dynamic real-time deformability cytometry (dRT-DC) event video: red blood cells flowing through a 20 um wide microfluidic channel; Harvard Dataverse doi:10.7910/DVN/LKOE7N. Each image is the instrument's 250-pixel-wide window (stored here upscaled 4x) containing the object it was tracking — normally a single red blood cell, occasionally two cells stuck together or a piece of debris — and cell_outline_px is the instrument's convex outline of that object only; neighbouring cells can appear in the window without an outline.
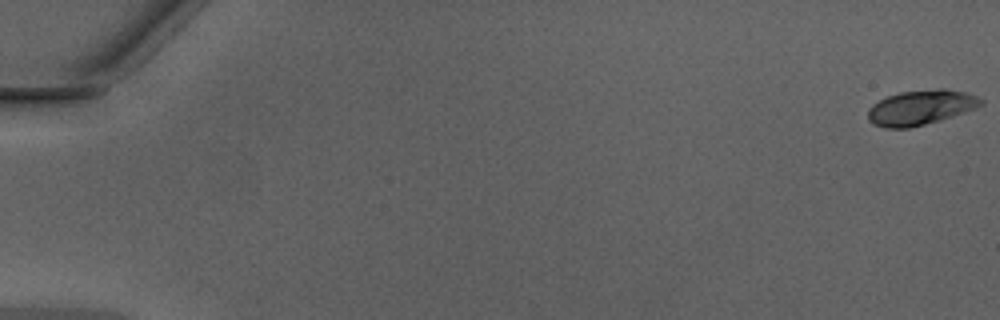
{"species": "Egyptian fruit bat (a non-hibernating species)", "species_latin": "Rousettus aegyptiacus", "temperature_condition": "warm", "stored_images_in_passage": 50, "camera_frame_rate_fps": 3000, "um_per_image_px": 0.085, "animal": {"sex": "male"}, "frame": {"image": 1, "passage_image": 1, "time_ms": 0.0, "image_size_px": [1000, 320], "cell_outline_px": [[984, 104], [976, 108], [940, 120], [908, 128], [888, 128], [872, 124], [868, 120], [868, 108], [872, 104], [888, 96], [900, 92], [936, 88], [944, 88], [968, 92], [984, 100]], "centroid_in_image_um": [78.28, 9.12], "position_along_channel_um": 6.7, "area_um2": 23.06}}
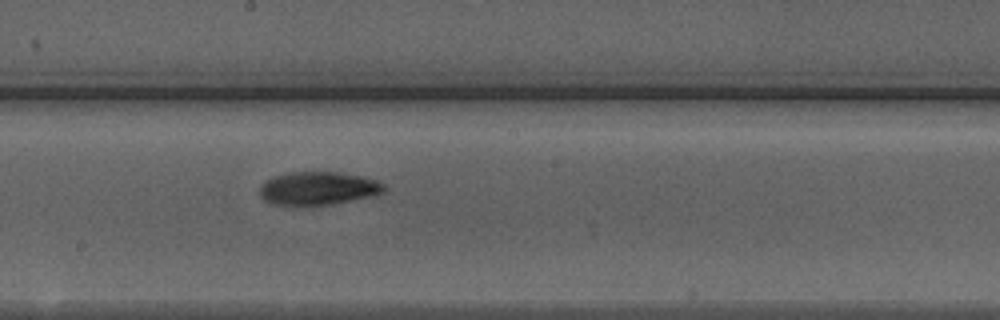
{"frame": {"image": 2, "passage_image": 29, "time_ms": 9.333, "image_size_px": [1000, 320], "cell_outline_px": [[384, 192], [368, 196], [332, 204], [304, 208], [272, 204], [264, 200], [260, 196], [260, 184], [264, 180], [272, 176], [288, 172], [336, 172], [364, 176], [384, 184]], "centroid_in_image_um": [26.93, 16.03], "position_along_channel_um": 221.3, "area_um2": 24.62}}
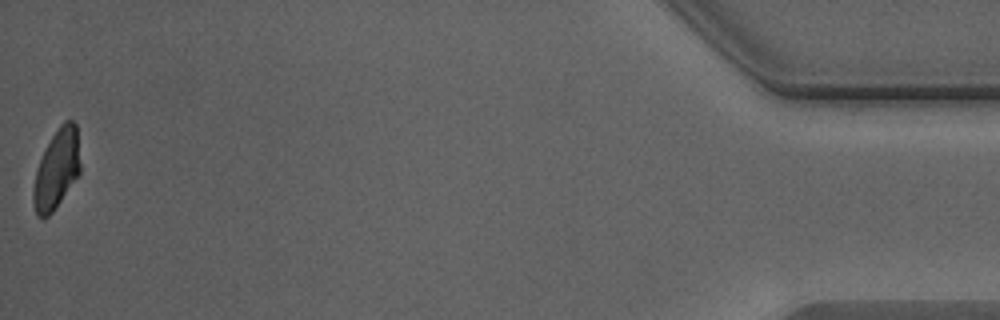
{"frame": {"image": 3, "passage_image": 50, "time_ms": 16.333, "image_size_px": [1000, 320], "cell_outline_px": [[80, 172], [52, 212], [48, 216], [40, 216], [36, 212], [32, 200], [32, 192], [36, 172], [40, 160], [52, 136], [60, 124], [64, 120], [72, 120], [76, 124], [80, 164]], "centroid_in_image_um": [4.82, 14.35], "position_along_channel_um": 430.4, "area_um2": 21.1}, "authors_computed_cell_mechanics": {"area_um2": 22.9466, "velocity_mm_per_s": 4.2765, "shape_relaxation_time_tau1_ms": 5.0043, "shape_relaxation_time_tau2_ms": 2.4077, "deformation_change_tau1": 0.1898, "deformation_change_tau2": 0.0608}}